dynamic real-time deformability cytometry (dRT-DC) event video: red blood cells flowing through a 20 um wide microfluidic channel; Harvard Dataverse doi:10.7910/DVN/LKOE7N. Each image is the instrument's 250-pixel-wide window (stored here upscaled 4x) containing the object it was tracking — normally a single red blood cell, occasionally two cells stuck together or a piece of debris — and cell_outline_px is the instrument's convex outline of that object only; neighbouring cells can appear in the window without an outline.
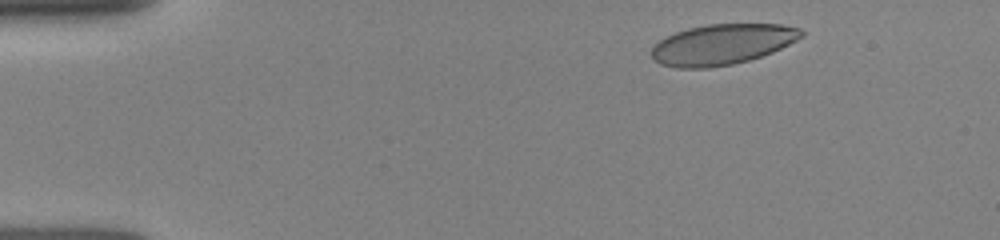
{"species": "human", "species_latin": "Homo sapiens", "temperature_condition": "room temperature", "stored_images_in_passage": 4, "camera_frame_rate_fps": 3000, "um_per_image_px": 0.085, "donor": {"sex": "female"}, "frame": {"image": 1, "passage_image": 2, "time_ms": 0.333, "image_size_px": [1000, 240], "cell_outline_px": [[804, 36], [772, 52], [748, 60], [732, 64], [708, 68], [676, 68], [660, 64], [652, 60], [652, 48], [660, 40], [676, 32], [688, 28], [708, 24], [784, 24], [800, 28], [804, 32]], "centroid_in_image_um": [61.38, 3.77], "position_along_channel_um": 23.6, "area_um2": 35.32}}